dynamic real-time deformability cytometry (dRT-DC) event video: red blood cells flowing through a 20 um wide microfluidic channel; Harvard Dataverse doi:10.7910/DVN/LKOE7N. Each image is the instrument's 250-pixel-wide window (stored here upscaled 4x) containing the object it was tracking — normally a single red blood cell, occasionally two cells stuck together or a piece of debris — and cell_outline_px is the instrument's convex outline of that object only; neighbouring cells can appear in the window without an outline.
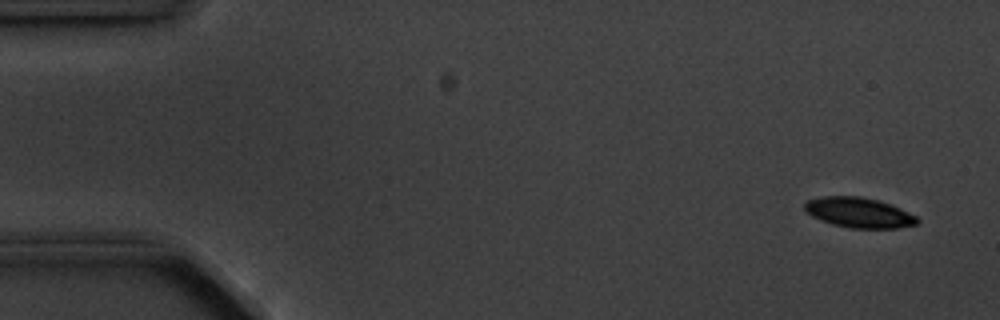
{"species": "common noctule bat (a hibernating species)", "species_latin": "Nyctalus noctula", "temperature_condition": "cold", "stored_images_in_passage": 5, "camera_frame_rate_fps": 3000, "um_per_image_px": 0.085, "animal": {"sex": "male", "body_mass_g": 20.1, "forearm_length_mm": 53.5}, "frame": {"image": 1, "passage_image": 1, "time_ms": 0.0, "image_size_px": [1000, 320], "cell_outline_px": [[920, 220], [916, 224], [896, 228], [852, 228], [832, 224], [820, 220], [812, 216], [804, 208], [804, 204], [808, 200], [820, 196], [860, 196], [876, 200], [900, 208], [916, 216]], "centroid_in_image_um": [72.99, 18.07], "position_along_channel_um": 12.0, "area_um2": 19.59}}